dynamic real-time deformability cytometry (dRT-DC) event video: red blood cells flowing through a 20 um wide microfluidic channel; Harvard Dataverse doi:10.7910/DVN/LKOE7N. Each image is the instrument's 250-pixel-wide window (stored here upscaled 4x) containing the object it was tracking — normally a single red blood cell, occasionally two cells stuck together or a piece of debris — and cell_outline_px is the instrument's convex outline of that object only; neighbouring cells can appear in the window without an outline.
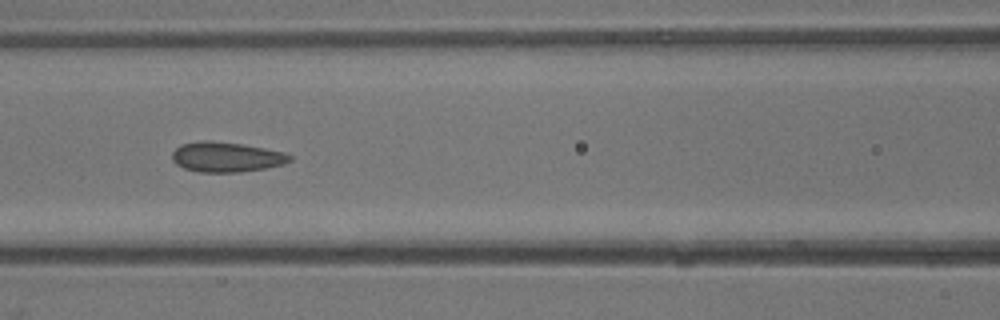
{"species": "common noctule bat (a hibernating species)", "species_latin": "Nyctalus noctula", "temperature_condition": "warm", "stored_images_in_passage": 18, "camera_frame_rate_fps": 3000, "um_per_image_px": 0.085, "animal": {"sex": "male", "body_mass_g": 13.3}, "frame": {"image": 1, "passage_image": 13, "time_ms": 4.0, "image_size_px": [1000, 320], "cell_outline_px": [[292, 160], [284, 164], [264, 168], [240, 172], [200, 172], [184, 168], [176, 164], [172, 160], [172, 152], [180, 144], [204, 140], [212, 140], [240, 144], [264, 148], [284, 152], [292, 156]], "centroid_in_image_um": [19.22, 13.34], "position_along_channel_um": 147.4, "area_um2": 20.58}}
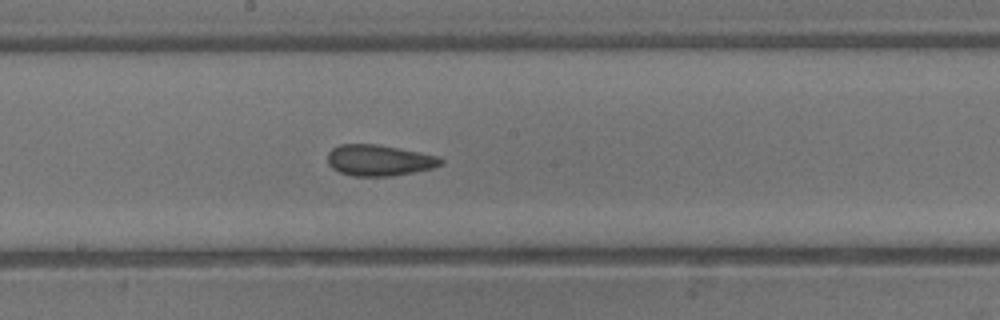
{"frame": {"image": 2, "passage_image": 16, "time_ms": 5.0, "image_size_px": [1000, 320], "cell_outline_px": [[444, 160], [440, 164], [432, 168], [392, 176], [352, 176], [340, 172], [332, 168], [328, 164], [328, 152], [332, 148], [340, 144], [376, 144], [436, 156]], "centroid_in_image_um": [32.16, 13.63], "position_along_channel_um": 216.0, "area_um2": 20.17}}
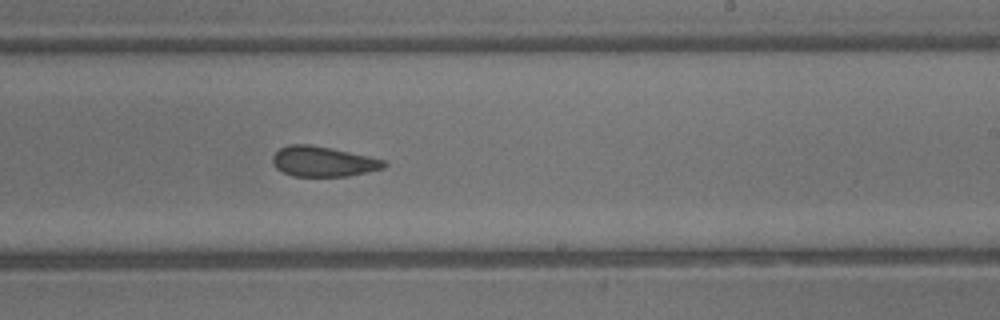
{"frame": {"image": 3, "passage_image": 18, "time_ms": 5.667, "image_size_px": [1000, 320], "cell_outline_px": [[388, 164], [384, 168], [368, 172], [348, 176], [292, 176], [276, 168], [272, 164], [272, 156], [280, 148], [288, 144], [308, 144], [332, 148], [368, 156], [384, 160]], "centroid_in_image_um": [27.45, 13.73], "position_along_channel_um": 261.5, "area_um2": 19.65}}